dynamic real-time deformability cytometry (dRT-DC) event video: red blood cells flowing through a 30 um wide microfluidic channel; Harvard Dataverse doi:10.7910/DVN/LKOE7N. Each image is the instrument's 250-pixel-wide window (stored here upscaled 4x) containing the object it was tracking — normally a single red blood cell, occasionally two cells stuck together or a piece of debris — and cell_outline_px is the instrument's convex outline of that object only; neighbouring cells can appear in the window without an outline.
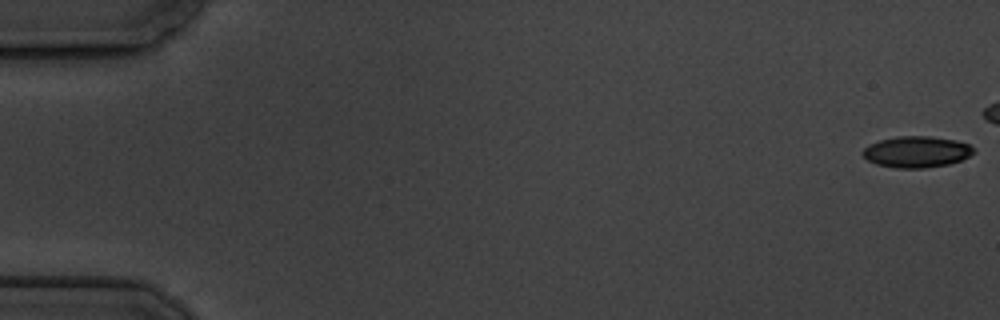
{"species": "common noctule bat (a hibernating species)", "species_latin": "Nyctalus noctula", "temperature_condition": "cold", "stored_images_in_passage": 7, "camera_frame_rate_fps": 3000, "um_per_image_px": 0.085, "animal": {"sex": "male", "body_mass_g": 19.5, "forearm_length_mm": 54.6}, "frame": {"image": 1, "passage_image": 1, "time_ms": 0.0, "image_size_px": [1000, 320], "cell_outline_px": [[976, 152], [960, 160], [948, 164], [924, 168], [896, 168], [876, 164], [868, 160], [860, 152], [868, 144], [880, 140], [896, 136], [928, 136], [956, 140], [968, 144]], "centroid_in_image_um": [77.87, 12.9], "position_along_channel_um": 7.1, "area_um2": 20.17}}
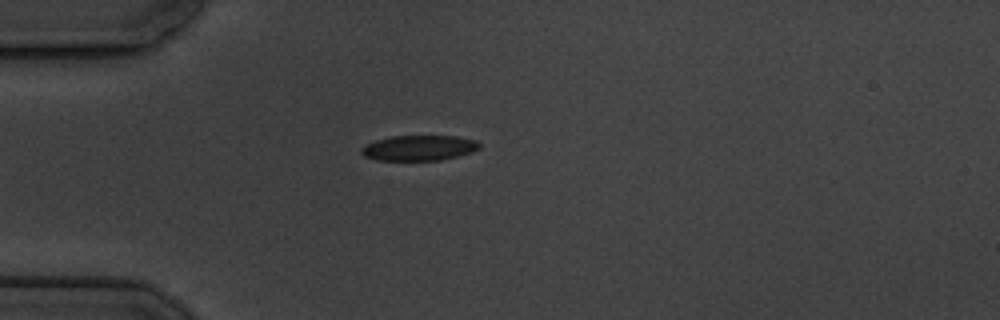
{"frame": {"image": 2, "passage_image": 7, "time_ms": 7.0, "image_size_px": [1000, 320], "cell_outline_px": [[480, 148], [472, 152], [440, 160], [376, 160], [364, 156], [360, 152], [360, 148], [364, 144], [376, 140], [392, 136], [456, 136], [476, 140], [480, 144]], "centroid_in_image_um": [35.58, 12.57], "position_along_channel_um": 49.4, "area_um2": 17.46}}